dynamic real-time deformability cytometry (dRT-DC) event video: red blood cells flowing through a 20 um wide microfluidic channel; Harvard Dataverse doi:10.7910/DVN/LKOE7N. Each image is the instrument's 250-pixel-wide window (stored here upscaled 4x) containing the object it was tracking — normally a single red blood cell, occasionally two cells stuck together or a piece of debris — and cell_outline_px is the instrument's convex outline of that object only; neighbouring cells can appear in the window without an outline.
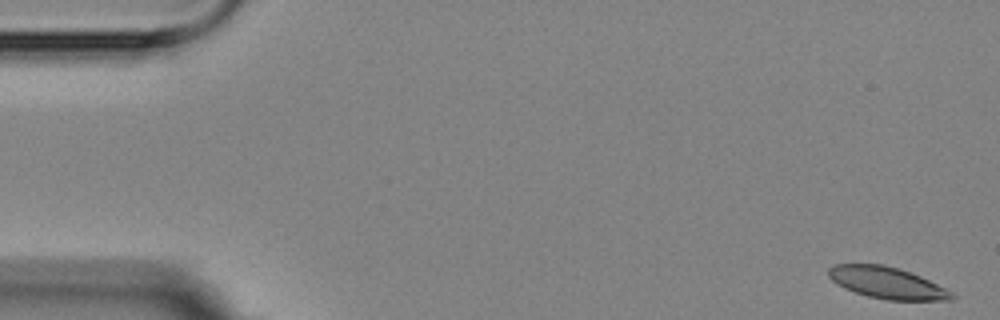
{"species": "Egyptian fruit bat (a non-hibernating species)", "species_latin": "Rousettus aegyptiacus", "temperature_condition": "room temperature", "stored_images_in_passage": 6, "segment_of_instrument_passage": [1, 2], "camera_frame_rate_fps": 3000, "um_per_image_px": 0.085, "animal": {"sex": "female"}, "frame": {"image": 1, "passage_image": 1, "time_ms": 0.0, "image_size_px": [1000, 320], "cell_outline_px": [[956, 296], [952, 300], [888, 300], [868, 296], [844, 288], [836, 284], [828, 276], [828, 268], [836, 264], [884, 264], [920, 276], [952, 292]], "centroid_in_image_um": [75.37, 24.04], "position_along_channel_um": 9.6, "area_um2": 22.43}}
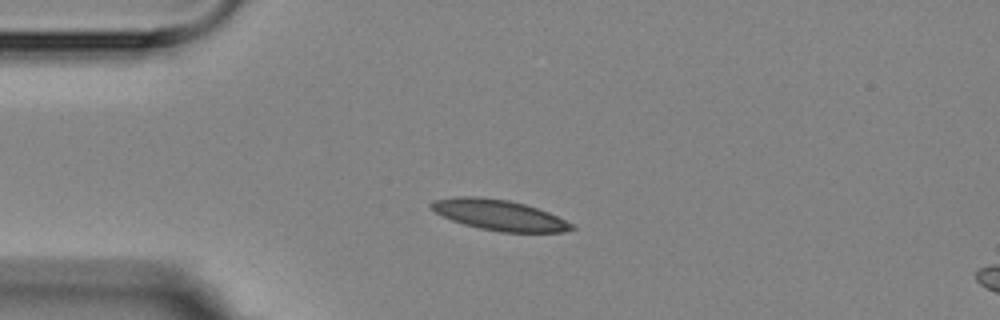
{"frame": {"image": 2, "passage_image": 4, "time_ms": 4.0, "image_size_px": [1000, 320], "cell_outline_px": [[576, 228], [564, 232], [500, 232], [480, 228], [464, 224], [452, 220], [436, 212], [428, 204], [432, 200], [456, 196], [480, 196], [508, 200], [524, 204], [548, 212], [572, 224]], "centroid_in_image_um": [42.4, 18.27], "position_along_channel_um": 42.6, "area_um2": 24.85}}